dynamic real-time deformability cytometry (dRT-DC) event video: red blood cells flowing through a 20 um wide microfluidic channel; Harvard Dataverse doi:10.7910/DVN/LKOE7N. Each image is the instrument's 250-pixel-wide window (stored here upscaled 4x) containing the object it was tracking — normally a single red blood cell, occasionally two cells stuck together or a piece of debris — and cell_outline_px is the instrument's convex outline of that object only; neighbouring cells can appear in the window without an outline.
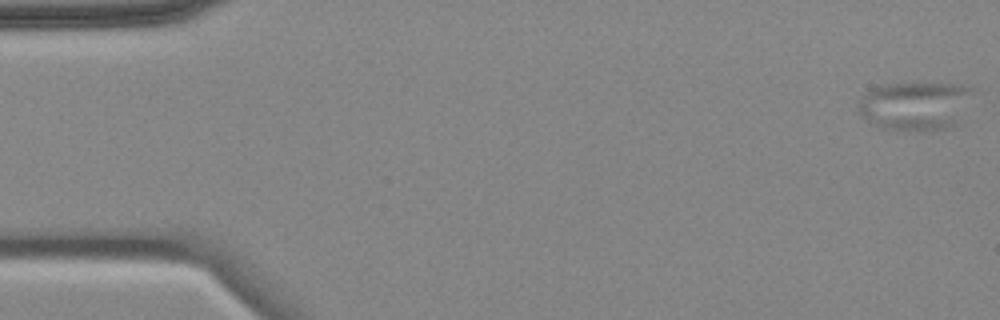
{"species": "common noctule bat (a hibernating species)", "species_latin": "Nyctalus noctula", "temperature_condition": "cold", "stored_images_in_passage": 9, "camera_frame_rate_fps": 3000, "um_per_image_px": 0.085, "animal": {"sex": "female", "body_mass_g": 18.4}, "frame": {"image": 1, "passage_image": 1, "time_ms": 0.0, "image_size_px": [1000, 320], "cell_outline_px": [[976, 88], [960, 124], [952, 128], [924, 132], [876, 128], [860, 116], [856, 108], [860, 96], [872, 88], [880, 84], [916, 80], [960, 84]], "centroid_in_image_um": [77.82, 8.97], "position_along_channel_um": 7.2, "area_um2": 35.03}}
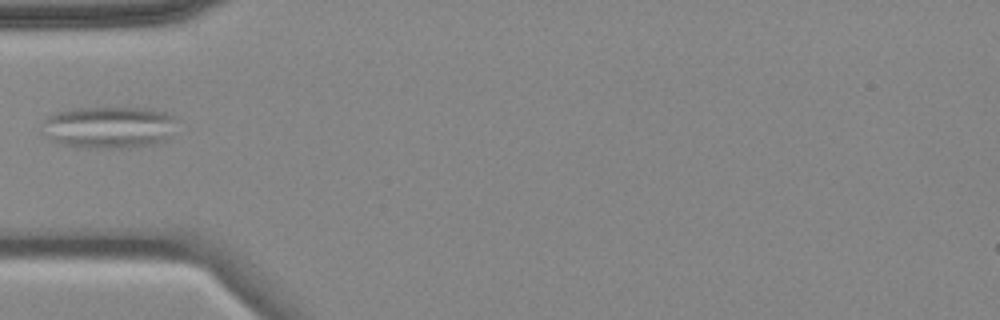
{"frame": {"image": 2, "passage_image": 5, "time_ms": 5.667, "image_size_px": [1000, 320], "cell_outline_px": [[176, 120], [168, 140], [156, 144], [128, 148], [84, 148], [64, 144], [52, 140], [44, 136], [40, 132], [44, 120], [48, 116], [56, 112], [68, 108], [144, 108], [164, 112], [172, 116]], "centroid_in_image_um": [9.21, 10.83], "position_along_channel_um": 75.8, "area_um2": 33.29}}
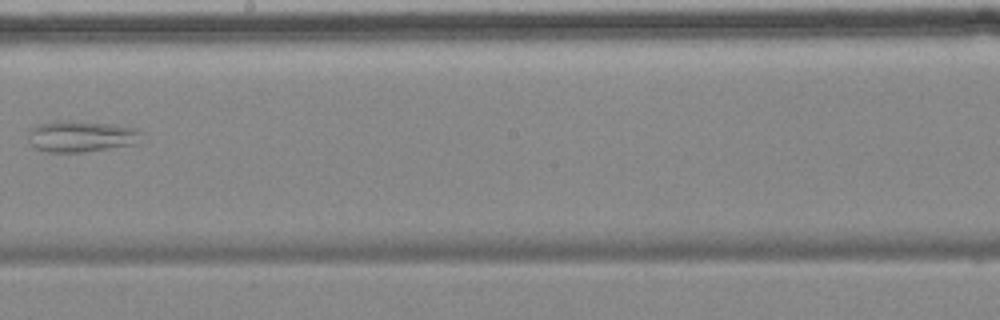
{"frame": {"image": 3, "passage_image": 9, "time_ms": 10.333, "image_size_px": [1000, 320], "cell_outline_px": [[144, 132], [136, 144], [84, 152], [48, 152], [36, 148], [32, 144], [28, 132], [32, 128], [40, 124], [112, 124], [136, 128]], "centroid_in_image_um": [7.0, 11.65], "position_along_channel_um": 241.2, "area_um2": 19.42}}